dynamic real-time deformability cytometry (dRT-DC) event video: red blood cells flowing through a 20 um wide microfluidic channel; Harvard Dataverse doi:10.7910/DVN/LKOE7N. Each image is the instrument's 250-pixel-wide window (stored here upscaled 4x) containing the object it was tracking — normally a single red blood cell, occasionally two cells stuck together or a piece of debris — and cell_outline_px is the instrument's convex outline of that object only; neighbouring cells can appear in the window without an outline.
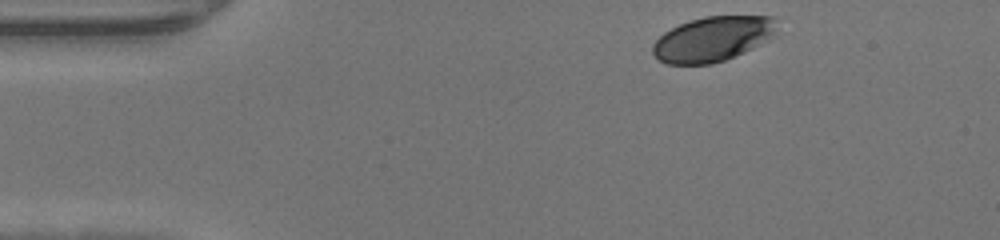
{"species": "human", "species_latin": "Homo sapiens", "temperature_condition": "warm", "stored_images_in_passage": 42, "camera_frame_rate_fps": 3000, "um_per_image_px": 0.085, "donor": {"sex": "male"}, "frame": {"image": 1, "passage_image": 1, "time_ms": 0.0, "image_size_px": [1000, 240], "cell_outline_px": [[780, 36], [744, 52], [724, 60], [712, 64], [668, 64], [660, 60], [652, 52], [652, 44], [664, 32], [688, 20], [704, 16], [772, 16]], "centroid_in_image_um": [60.64, 3.3], "position_along_channel_um": 24.4, "area_um2": 32.83}}
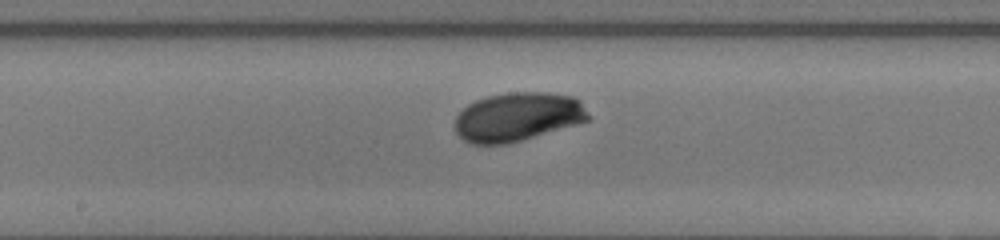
{"frame": {"image": 2, "passage_image": 19, "time_ms": 6.0, "image_size_px": [1000, 240], "cell_outline_px": [[592, 116], [588, 120], [576, 124], [508, 144], [472, 144], [464, 140], [456, 132], [456, 116], [468, 104], [476, 100], [488, 96], [508, 92], [548, 92], [572, 96], [580, 100]], "centroid_in_image_um": [44.03, 9.92], "position_along_channel_um": 204.2, "area_um2": 37.92}}
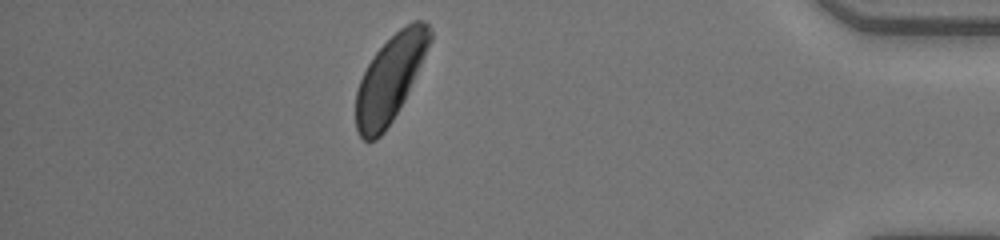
{"frame": {"image": 3, "passage_image": 36, "time_ms": 11.667, "image_size_px": [1000, 240], "cell_outline_px": [[432, 40], [408, 92], [404, 100], [392, 120], [384, 132], [376, 140], [364, 140], [356, 132], [356, 92], [360, 80], [368, 64], [376, 52], [400, 28], [412, 20], [424, 20], [428, 24], [432, 32]], "centroid_in_image_um": [33.17, 6.66], "position_along_channel_um": 402.0, "area_um2": 36.7}}